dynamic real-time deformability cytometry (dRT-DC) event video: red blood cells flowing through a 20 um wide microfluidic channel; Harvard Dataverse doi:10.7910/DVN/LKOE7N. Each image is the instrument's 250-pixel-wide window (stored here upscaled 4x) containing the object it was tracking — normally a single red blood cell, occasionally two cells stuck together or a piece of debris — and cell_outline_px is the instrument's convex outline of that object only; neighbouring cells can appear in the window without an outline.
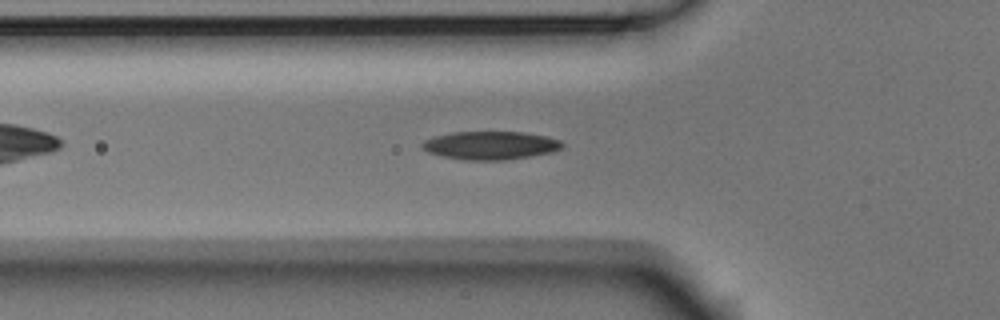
{"species": "Egyptian fruit bat (a non-hibernating species)", "species_latin": "Rousettus aegyptiacus", "temperature_condition": "room temperature", "stored_images_in_passage": 40, "camera_frame_rate_fps": 3000, "um_per_image_px": 0.085, "animal": {"sex": "male"}, "frame": {"image": 1, "passage_image": 8, "time_ms": 2.333, "image_size_px": [1000, 320], "cell_outline_px": [[564, 144], [560, 148], [552, 152], [504, 160], [464, 160], [440, 156], [428, 152], [420, 148], [420, 144], [424, 140], [436, 136], [452, 132], [524, 132], [548, 136], [560, 140]], "centroid_in_image_um": [41.65, 12.35], "position_along_channel_um": 84.1, "area_um2": 23.12}}
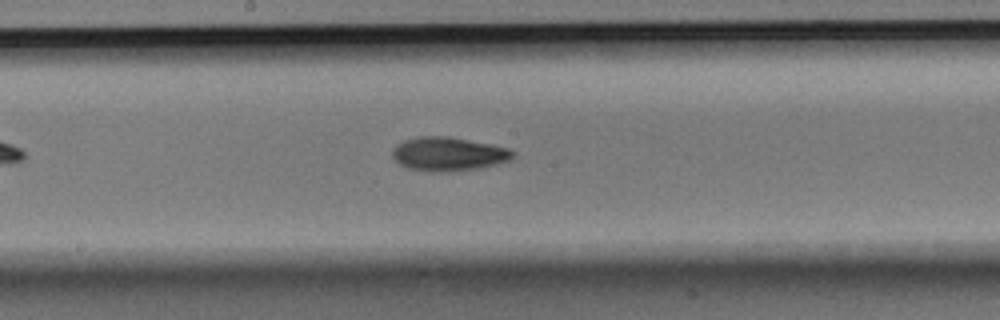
{"frame": {"image": 2, "passage_image": 18, "time_ms": 5.667, "image_size_px": [1000, 320], "cell_outline_px": [[516, 156], [508, 160], [496, 164], [480, 168], [440, 172], [432, 172], [408, 168], [400, 164], [392, 156], [392, 148], [396, 144], [404, 140], [420, 136], [448, 136], [492, 144], [508, 148], [516, 152]], "centroid_in_image_um": [38.11, 13.08], "position_along_channel_um": 210.1, "area_um2": 23.81}}
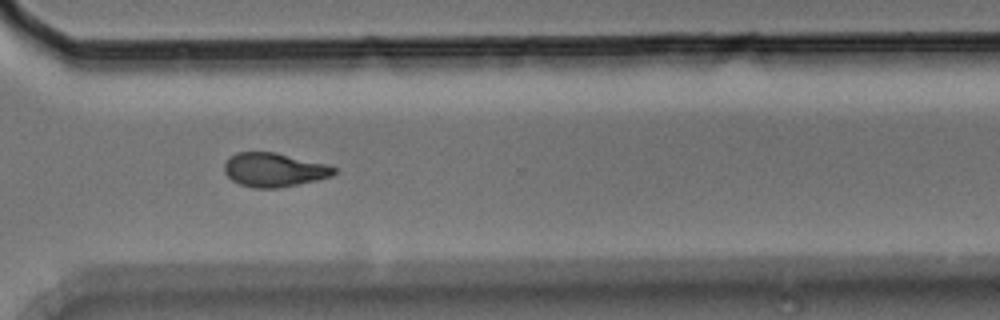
{"frame": {"image": 3, "passage_image": 29, "time_ms": 9.333, "image_size_px": [1000, 320], "cell_outline_px": [[336, 172], [332, 176], [316, 180], [280, 188], [256, 188], [240, 184], [232, 180], [224, 172], [224, 164], [228, 156], [236, 152], [276, 152], [328, 164], [336, 168]], "centroid_in_image_um": [23.29, 14.42], "position_along_channel_um": 347.3, "area_um2": 21.85}}